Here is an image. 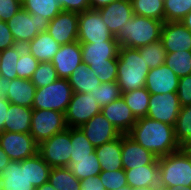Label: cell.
Instances as JSON below:
<instances>
[{
	"mask_svg": "<svg viewBox=\"0 0 191 190\" xmlns=\"http://www.w3.org/2000/svg\"><path fill=\"white\" fill-rule=\"evenodd\" d=\"M127 135L158 158L181 149L174 126L148 117L138 118Z\"/></svg>",
	"mask_w": 191,
	"mask_h": 190,
	"instance_id": "obj_1",
	"label": "cell"
},
{
	"mask_svg": "<svg viewBox=\"0 0 191 190\" xmlns=\"http://www.w3.org/2000/svg\"><path fill=\"white\" fill-rule=\"evenodd\" d=\"M82 62L99 78L101 83L117 81V58L120 45L117 41L80 43Z\"/></svg>",
	"mask_w": 191,
	"mask_h": 190,
	"instance_id": "obj_2",
	"label": "cell"
},
{
	"mask_svg": "<svg viewBox=\"0 0 191 190\" xmlns=\"http://www.w3.org/2000/svg\"><path fill=\"white\" fill-rule=\"evenodd\" d=\"M117 84L121 93L145 87L149 66L138 48L120 46L117 58Z\"/></svg>",
	"mask_w": 191,
	"mask_h": 190,
	"instance_id": "obj_3",
	"label": "cell"
},
{
	"mask_svg": "<svg viewBox=\"0 0 191 190\" xmlns=\"http://www.w3.org/2000/svg\"><path fill=\"white\" fill-rule=\"evenodd\" d=\"M163 21L133 15L123 27L120 28L115 39L120 46L139 48L155 43L161 38Z\"/></svg>",
	"mask_w": 191,
	"mask_h": 190,
	"instance_id": "obj_4",
	"label": "cell"
},
{
	"mask_svg": "<svg viewBox=\"0 0 191 190\" xmlns=\"http://www.w3.org/2000/svg\"><path fill=\"white\" fill-rule=\"evenodd\" d=\"M164 187L191 186V158L183 148L158 158Z\"/></svg>",
	"mask_w": 191,
	"mask_h": 190,
	"instance_id": "obj_5",
	"label": "cell"
},
{
	"mask_svg": "<svg viewBox=\"0 0 191 190\" xmlns=\"http://www.w3.org/2000/svg\"><path fill=\"white\" fill-rule=\"evenodd\" d=\"M73 91L67 79L58 78L48 86L36 88L32 109L66 112Z\"/></svg>",
	"mask_w": 191,
	"mask_h": 190,
	"instance_id": "obj_6",
	"label": "cell"
},
{
	"mask_svg": "<svg viewBox=\"0 0 191 190\" xmlns=\"http://www.w3.org/2000/svg\"><path fill=\"white\" fill-rule=\"evenodd\" d=\"M6 23L16 44L25 46L37 34L47 31L49 20L39 14H30L21 8Z\"/></svg>",
	"mask_w": 191,
	"mask_h": 190,
	"instance_id": "obj_7",
	"label": "cell"
},
{
	"mask_svg": "<svg viewBox=\"0 0 191 190\" xmlns=\"http://www.w3.org/2000/svg\"><path fill=\"white\" fill-rule=\"evenodd\" d=\"M71 127L38 145V154L51 168L68 167L71 155Z\"/></svg>",
	"mask_w": 191,
	"mask_h": 190,
	"instance_id": "obj_8",
	"label": "cell"
},
{
	"mask_svg": "<svg viewBox=\"0 0 191 190\" xmlns=\"http://www.w3.org/2000/svg\"><path fill=\"white\" fill-rule=\"evenodd\" d=\"M67 128L64 113L56 110L33 109L30 135L38 145Z\"/></svg>",
	"mask_w": 191,
	"mask_h": 190,
	"instance_id": "obj_9",
	"label": "cell"
},
{
	"mask_svg": "<svg viewBox=\"0 0 191 190\" xmlns=\"http://www.w3.org/2000/svg\"><path fill=\"white\" fill-rule=\"evenodd\" d=\"M80 43L117 41L108 30L98 10L88 9L79 13L78 37Z\"/></svg>",
	"mask_w": 191,
	"mask_h": 190,
	"instance_id": "obj_10",
	"label": "cell"
},
{
	"mask_svg": "<svg viewBox=\"0 0 191 190\" xmlns=\"http://www.w3.org/2000/svg\"><path fill=\"white\" fill-rule=\"evenodd\" d=\"M100 112L101 106L95 100L92 92H73L71 101L64 114L67 127H80Z\"/></svg>",
	"mask_w": 191,
	"mask_h": 190,
	"instance_id": "obj_11",
	"label": "cell"
},
{
	"mask_svg": "<svg viewBox=\"0 0 191 190\" xmlns=\"http://www.w3.org/2000/svg\"><path fill=\"white\" fill-rule=\"evenodd\" d=\"M0 146L13 161H22L38 153V144L30 133L3 131Z\"/></svg>",
	"mask_w": 191,
	"mask_h": 190,
	"instance_id": "obj_12",
	"label": "cell"
},
{
	"mask_svg": "<svg viewBox=\"0 0 191 190\" xmlns=\"http://www.w3.org/2000/svg\"><path fill=\"white\" fill-rule=\"evenodd\" d=\"M180 109L177 92L151 94L146 117L174 126Z\"/></svg>",
	"mask_w": 191,
	"mask_h": 190,
	"instance_id": "obj_13",
	"label": "cell"
},
{
	"mask_svg": "<svg viewBox=\"0 0 191 190\" xmlns=\"http://www.w3.org/2000/svg\"><path fill=\"white\" fill-rule=\"evenodd\" d=\"M79 13L61 11L49 21L47 32L60 45L77 41Z\"/></svg>",
	"mask_w": 191,
	"mask_h": 190,
	"instance_id": "obj_14",
	"label": "cell"
},
{
	"mask_svg": "<svg viewBox=\"0 0 191 190\" xmlns=\"http://www.w3.org/2000/svg\"><path fill=\"white\" fill-rule=\"evenodd\" d=\"M79 128L95 148L113 141L121 135L101 112L94 115Z\"/></svg>",
	"mask_w": 191,
	"mask_h": 190,
	"instance_id": "obj_15",
	"label": "cell"
},
{
	"mask_svg": "<svg viewBox=\"0 0 191 190\" xmlns=\"http://www.w3.org/2000/svg\"><path fill=\"white\" fill-rule=\"evenodd\" d=\"M160 41L167 53L191 51V31L181 21L164 22Z\"/></svg>",
	"mask_w": 191,
	"mask_h": 190,
	"instance_id": "obj_16",
	"label": "cell"
},
{
	"mask_svg": "<svg viewBox=\"0 0 191 190\" xmlns=\"http://www.w3.org/2000/svg\"><path fill=\"white\" fill-rule=\"evenodd\" d=\"M51 63L55 67L58 78L67 79L83 63L80 42L60 45Z\"/></svg>",
	"mask_w": 191,
	"mask_h": 190,
	"instance_id": "obj_17",
	"label": "cell"
},
{
	"mask_svg": "<svg viewBox=\"0 0 191 190\" xmlns=\"http://www.w3.org/2000/svg\"><path fill=\"white\" fill-rule=\"evenodd\" d=\"M127 184L132 189L150 187L152 190H163L158 158L149 165L125 170Z\"/></svg>",
	"mask_w": 191,
	"mask_h": 190,
	"instance_id": "obj_18",
	"label": "cell"
},
{
	"mask_svg": "<svg viewBox=\"0 0 191 190\" xmlns=\"http://www.w3.org/2000/svg\"><path fill=\"white\" fill-rule=\"evenodd\" d=\"M98 11L114 37L134 15L131 0H117Z\"/></svg>",
	"mask_w": 191,
	"mask_h": 190,
	"instance_id": "obj_19",
	"label": "cell"
},
{
	"mask_svg": "<svg viewBox=\"0 0 191 190\" xmlns=\"http://www.w3.org/2000/svg\"><path fill=\"white\" fill-rule=\"evenodd\" d=\"M157 158L127 134H121V159L124 170L152 164Z\"/></svg>",
	"mask_w": 191,
	"mask_h": 190,
	"instance_id": "obj_20",
	"label": "cell"
},
{
	"mask_svg": "<svg viewBox=\"0 0 191 190\" xmlns=\"http://www.w3.org/2000/svg\"><path fill=\"white\" fill-rule=\"evenodd\" d=\"M179 77L164 63L150 69L145 81V88L150 94L177 92Z\"/></svg>",
	"mask_w": 191,
	"mask_h": 190,
	"instance_id": "obj_21",
	"label": "cell"
},
{
	"mask_svg": "<svg viewBox=\"0 0 191 190\" xmlns=\"http://www.w3.org/2000/svg\"><path fill=\"white\" fill-rule=\"evenodd\" d=\"M101 113L122 135L128 134L137 121L122 96L101 107Z\"/></svg>",
	"mask_w": 191,
	"mask_h": 190,
	"instance_id": "obj_22",
	"label": "cell"
},
{
	"mask_svg": "<svg viewBox=\"0 0 191 190\" xmlns=\"http://www.w3.org/2000/svg\"><path fill=\"white\" fill-rule=\"evenodd\" d=\"M5 98L13 104L32 108L36 86L30 79L15 78L3 82Z\"/></svg>",
	"mask_w": 191,
	"mask_h": 190,
	"instance_id": "obj_23",
	"label": "cell"
},
{
	"mask_svg": "<svg viewBox=\"0 0 191 190\" xmlns=\"http://www.w3.org/2000/svg\"><path fill=\"white\" fill-rule=\"evenodd\" d=\"M3 190H35L26 176V159L9 162V165L0 173Z\"/></svg>",
	"mask_w": 191,
	"mask_h": 190,
	"instance_id": "obj_24",
	"label": "cell"
},
{
	"mask_svg": "<svg viewBox=\"0 0 191 190\" xmlns=\"http://www.w3.org/2000/svg\"><path fill=\"white\" fill-rule=\"evenodd\" d=\"M33 109L10 103L4 123V131L30 133Z\"/></svg>",
	"mask_w": 191,
	"mask_h": 190,
	"instance_id": "obj_25",
	"label": "cell"
},
{
	"mask_svg": "<svg viewBox=\"0 0 191 190\" xmlns=\"http://www.w3.org/2000/svg\"><path fill=\"white\" fill-rule=\"evenodd\" d=\"M25 48L39 62H51L54 55L59 50L60 44H58L46 31L37 34L30 42L25 45Z\"/></svg>",
	"mask_w": 191,
	"mask_h": 190,
	"instance_id": "obj_26",
	"label": "cell"
},
{
	"mask_svg": "<svg viewBox=\"0 0 191 190\" xmlns=\"http://www.w3.org/2000/svg\"><path fill=\"white\" fill-rule=\"evenodd\" d=\"M95 153L99 159L101 171L123 169L121 159V135L113 141L96 147Z\"/></svg>",
	"mask_w": 191,
	"mask_h": 190,
	"instance_id": "obj_27",
	"label": "cell"
},
{
	"mask_svg": "<svg viewBox=\"0 0 191 190\" xmlns=\"http://www.w3.org/2000/svg\"><path fill=\"white\" fill-rule=\"evenodd\" d=\"M74 93H88L99 88V78L86 64L79 65L76 70L67 78Z\"/></svg>",
	"mask_w": 191,
	"mask_h": 190,
	"instance_id": "obj_28",
	"label": "cell"
},
{
	"mask_svg": "<svg viewBox=\"0 0 191 190\" xmlns=\"http://www.w3.org/2000/svg\"><path fill=\"white\" fill-rule=\"evenodd\" d=\"M25 46L14 45L0 52V80L3 82L18 78L17 61Z\"/></svg>",
	"mask_w": 191,
	"mask_h": 190,
	"instance_id": "obj_29",
	"label": "cell"
},
{
	"mask_svg": "<svg viewBox=\"0 0 191 190\" xmlns=\"http://www.w3.org/2000/svg\"><path fill=\"white\" fill-rule=\"evenodd\" d=\"M51 169L38 153L26 159V176L35 188L48 182Z\"/></svg>",
	"mask_w": 191,
	"mask_h": 190,
	"instance_id": "obj_30",
	"label": "cell"
},
{
	"mask_svg": "<svg viewBox=\"0 0 191 190\" xmlns=\"http://www.w3.org/2000/svg\"><path fill=\"white\" fill-rule=\"evenodd\" d=\"M68 168L80 181L99 175L101 172L99 159L95 151L91 153V157L70 158Z\"/></svg>",
	"mask_w": 191,
	"mask_h": 190,
	"instance_id": "obj_31",
	"label": "cell"
},
{
	"mask_svg": "<svg viewBox=\"0 0 191 190\" xmlns=\"http://www.w3.org/2000/svg\"><path fill=\"white\" fill-rule=\"evenodd\" d=\"M150 95L145 87L122 93L126 105L131 109L136 119L147 116Z\"/></svg>",
	"mask_w": 191,
	"mask_h": 190,
	"instance_id": "obj_32",
	"label": "cell"
},
{
	"mask_svg": "<svg viewBox=\"0 0 191 190\" xmlns=\"http://www.w3.org/2000/svg\"><path fill=\"white\" fill-rule=\"evenodd\" d=\"M48 181L56 190H80V180L68 167L52 168Z\"/></svg>",
	"mask_w": 191,
	"mask_h": 190,
	"instance_id": "obj_33",
	"label": "cell"
},
{
	"mask_svg": "<svg viewBox=\"0 0 191 190\" xmlns=\"http://www.w3.org/2000/svg\"><path fill=\"white\" fill-rule=\"evenodd\" d=\"M22 8L30 14H39L51 21L61 11L57 0H21Z\"/></svg>",
	"mask_w": 191,
	"mask_h": 190,
	"instance_id": "obj_34",
	"label": "cell"
},
{
	"mask_svg": "<svg viewBox=\"0 0 191 190\" xmlns=\"http://www.w3.org/2000/svg\"><path fill=\"white\" fill-rule=\"evenodd\" d=\"M135 15L165 22L164 0H131Z\"/></svg>",
	"mask_w": 191,
	"mask_h": 190,
	"instance_id": "obj_35",
	"label": "cell"
},
{
	"mask_svg": "<svg viewBox=\"0 0 191 190\" xmlns=\"http://www.w3.org/2000/svg\"><path fill=\"white\" fill-rule=\"evenodd\" d=\"M174 130L181 148L191 142V104L181 107Z\"/></svg>",
	"mask_w": 191,
	"mask_h": 190,
	"instance_id": "obj_36",
	"label": "cell"
},
{
	"mask_svg": "<svg viewBox=\"0 0 191 190\" xmlns=\"http://www.w3.org/2000/svg\"><path fill=\"white\" fill-rule=\"evenodd\" d=\"M165 64L179 77L191 75V51L166 53Z\"/></svg>",
	"mask_w": 191,
	"mask_h": 190,
	"instance_id": "obj_37",
	"label": "cell"
},
{
	"mask_svg": "<svg viewBox=\"0 0 191 190\" xmlns=\"http://www.w3.org/2000/svg\"><path fill=\"white\" fill-rule=\"evenodd\" d=\"M71 144L70 158L91 157V153L95 151V147L79 127H71Z\"/></svg>",
	"mask_w": 191,
	"mask_h": 190,
	"instance_id": "obj_38",
	"label": "cell"
},
{
	"mask_svg": "<svg viewBox=\"0 0 191 190\" xmlns=\"http://www.w3.org/2000/svg\"><path fill=\"white\" fill-rule=\"evenodd\" d=\"M141 56L144 57L149 69L156 68L165 63L166 50L162 42L159 40L138 48Z\"/></svg>",
	"mask_w": 191,
	"mask_h": 190,
	"instance_id": "obj_39",
	"label": "cell"
},
{
	"mask_svg": "<svg viewBox=\"0 0 191 190\" xmlns=\"http://www.w3.org/2000/svg\"><path fill=\"white\" fill-rule=\"evenodd\" d=\"M190 11V0H164L165 22L181 21Z\"/></svg>",
	"mask_w": 191,
	"mask_h": 190,
	"instance_id": "obj_40",
	"label": "cell"
},
{
	"mask_svg": "<svg viewBox=\"0 0 191 190\" xmlns=\"http://www.w3.org/2000/svg\"><path fill=\"white\" fill-rule=\"evenodd\" d=\"M91 92L101 107L117 100L122 96L120 87L116 81L101 83L99 88H96Z\"/></svg>",
	"mask_w": 191,
	"mask_h": 190,
	"instance_id": "obj_41",
	"label": "cell"
},
{
	"mask_svg": "<svg viewBox=\"0 0 191 190\" xmlns=\"http://www.w3.org/2000/svg\"><path fill=\"white\" fill-rule=\"evenodd\" d=\"M58 79L54 65L51 62H40L30 78L36 88L48 86Z\"/></svg>",
	"mask_w": 191,
	"mask_h": 190,
	"instance_id": "obj_42",
	"label": "cell"
},
{
	"mask_svg": "<svg viewBox=\"0 0 191 190\" xmlns=\"http://www.w3.org/2000/svg\"><path fill=\"white\" fill-rule=\"evenodd\" d=\"M39 63L40 62L26 48H24L16 65L18 78L30 79Z\"/></svg>",
	"mask_w": 191,
	"mask_h": 190,
	"instance_id": "obj_43",
	"label": "cell"
},
{
	"mask_svg": "<svg viewBox=\"0 0 191 190\" xmlns=\"http://www.w3.org/2000/svg\"><path fill=\"white\" fill-rule=\"evenodd\" d=\"M98 176L106 190H115L128 185L124 169L101 171Z\"/></svg>",
	"mask_w": 191,
	"mask_h": 190,
	"instance_id": "obj_44",
	"label": "cell"
},
{
	"mask_svg": "<svg viewBox=\"0 0 191 190\" xmlns=\"http://www.w3.org/2000/svg\"><path fill=\"white\" fill-rule=\"evenodd\" d=\"M177 94L181 107L191 104V75L179 78Z\"/></svg>",
	"mask_w": 191,
	"mask_h": 190,
	"instance_id": "obj_45",
	"label": "cell"
},
{
	"mask_svg": "<svg viewBox=\"0 0 191 190\" xmlns=\"http://www.w3.org/2000/svg\"><path fill=\"white\" fill-rule=\"evenodd\" d=\"M21 8V0H0V20L7 22Z\"/></svg>",
	"mask_w": 191,
	"mask_h": 190,
	"instance_id": "obj_46",
	"label": "cell"
},
{
	"mask_svg": "<svg viewBox=\"0 0 191 190\" xmlns=\"http://www.w3.org/2000/svg\"><path fill=\"white\" fill-rule=\"evenodd\" d=\"M62 11L84 12L90 9V0H57Z\"/></svg>",
	"mask_w": 191,
	"mask_h": 190,
	"instance_id": "obj_47",
	"label": "cell"
},
{
	"mask_svg": "<svg viewBox=\"0 0 191 190\" xmlns=\"http://www.w3.org/2000/svg\"><path fill=\"white\" fill-rule=\"evenodd\" d=\"M14 45L16 42L7 23L0 20V52Z\"/></svg>",
	"mask_w": 191,
	"mask_h": 190,
	"instance_id": "obj_48",
	"label": "cell"
},
{
	"mask_svg": "<svg viewBox=\"0 0 191 190\" xmlns=\"http://www.w3.org/2000/svg\"><path fill=\"white\" fill-rule=\"evenodd\" d=\"M80 190H106L98 175L80 181Z\"/></svg>",
	"mask_w": 191,
	"mask_h": 190,
	"instance_id": "obj_49",
	"label": "cell"
},
{
	"mask_svg": "<svg viewBox=\"0 0 191 190\" xmlns=\"http://www.w3.org/2000/svg\"><path fill=\"white\" fill-rule=\"evenodd\" d=\"M10 102L6 98H0V133L4 131V123Z\"/></svg>",
	"mask_w": 191,
	"mask_h": 190,
	"instance_id": "obj_50",
	"label": "cell"
},
{
	"mask_svg": "<svg viewBox=\"0 0 191 190\" xmlns=\"http://www.w3.org/2000/svg\"><path fill=\"white\" fill-rule=\"evenodd\" d=\"M117 0H90V9L99 10Z\"/></svg>",
	"mask_w": 191,
	"mask_h": 190,
	"instance_id": "obj_51",
	"label": "cell"
},
{
	"mask_svg": "<svg viewBox=\"0 0 191 190\" xmlns=\"http://www.w3.org/2000/svg\"><path fill=\"white\" fill-rule=\"evenodd\" d=\"M10 158L0 146V173L9 165Z\"/></svg>",
	"mask_w": 191,
	"mask_h": 190,
	"instance_id": "obj_52",
	"label": "cell"
},
{
	"mask_svg": "<svg viewBox=\"0 0 191 190\" xmlns=\"http://www.w3.org/2000/svg\"><path fill=\"white\" fill-rule=\"evenodd\" d=\"M181 23L191 31V11L181 20Z\"/></svg>",
	"mask_w": 191,
	"mask_h": 190,
	"instance_id": "obj_53",
	"label": "cell"
},
{
	"mask_svg": "<svg viewBox=\"0 0 191 190\" xmlns=\"http://www.w3.org/2000/svg\"><path fill=\"white\" fill-rule=\"evenodd\" d=\"M35 190H56V189L48 181V182L42 184L41 186L37 187Z\"/></svg>",
	"mask_w": 191,
	"mask_h": 190,
	"instance_id": "obj_54",
	"label": "cell"
},
{
	"mask_svg": "<svg viewBox=\"0 0 191 190\" xmlns=\"http://www.w3.org/2000/svg\"><path fill=\"white\" fill-rule=\"evenodd\" d=\"M163 190H191V186H183V187H164Z\"/></svg>",
	"mask_w": 191,
	"mask_h": 190,
	"instance_id": "obj_55",
	"label": "cell"
},
{
	"mask_svg": "<svg viewBox=\"0 0 191 190\" xmlns=\"http://www.w3.org/2000/svg\"><path fill=\"white\" fill-rule=\"evenodd\" d=\"M184 151L189 155V157L191 158V142L188 143L187 145H185L183 147Z\"/></svg>",
	"mask_w": 191,
	"mask_h": 190,
	"instance_id": "obj_56",
	"label": "cell"
},
{
	"mask_svg": "<svg viewBox=\"0 0 191 190\" xmlns=\"http://www.w3.org/2000/svg\"><path fill=\"white\" fill-rule=\"evenodd\" d=\"M0 98H5V89L1 80H0Z\"/></svg>",
	"mask_w": 191,
	"mask_h": 190,
	"instance_id": "obj_57",
	"label": "cell"
},
{
	"mask_svg": "<svg viewBox=\"0 0 191 190\" xmlns=\"http://www.w3.org/2000/svg\"><path fill=\"white\" fill-rule=\"evenodd\" d=\"M115 190H132V188L129 185H127V186H124L122 188H118V189H115Z\"/></svg>",
	"mask_w": 191,
	"mask_h": 190,
	"instance_id": "obj_58",
	"label": "cell"
},
{
	"mask_svg": "<svg viewBox=\"0 0 191 190\" xmlns=\"http://www.w3.org/2000/svg\"><path fill=\"white\" fill-rule=\"evenodd\" d=\"M132 190H152L150 187L137 188Z\"/></svg>",
	"mask_w": 191,
	"mask_h": 190,
	"instance_id": "obj_59",
	"label": "cell"
},
{
	"mask_svg": "<svg viewBox=\"0 0 191 190\" xmlns=\"http://www.w3.org/2000/svg\"><path fill=\"white\" fill-rule=\"evenodd\" d=\"M0 190H3V183L1 181V177H0Z\"/></svg>",
	"mask_w": 191,
	"mask_h": 190,
	"instance_id": "obj_60",
	"label": "cell"
}]
</instances>
